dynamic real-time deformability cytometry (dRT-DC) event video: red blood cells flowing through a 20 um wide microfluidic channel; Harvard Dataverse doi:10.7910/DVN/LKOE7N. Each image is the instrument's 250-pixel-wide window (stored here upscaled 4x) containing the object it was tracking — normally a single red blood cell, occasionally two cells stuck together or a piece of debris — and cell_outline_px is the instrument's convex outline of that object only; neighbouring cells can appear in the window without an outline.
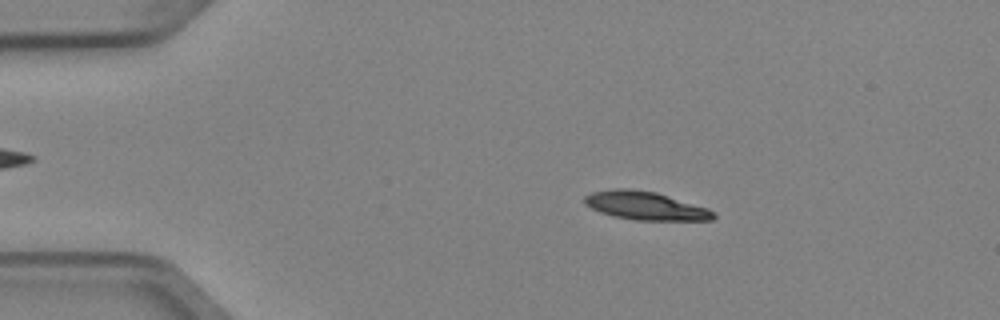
{"species": "Egyptian fruit bat (a non-hibernating species)", "species_latin": "Rousettus aegyptiacus", "temperature_condition": "cold", "stored_images_in_passage": 6, "camera_frame_rate_fps": 3000, "um_per_image_px": 0.085, "animal": {"sex": "female"}, "frame": {"image": 1, "passage_image": 2, "time_ms": 0.333, "image_size_px": [1000, 320], "cell_outline_px": [[716, 216], [712, 220], [636, 220], [616, 216], [600, 212], [584, 204], [584, 196], [592, 192], [612, 188], [628, 188], [656, 192], [708, 208], [716, 212]], "centroid_in_image_um": [54.87, 17.48], "position_along_channel_um": 30.1, "area_um2": 21.27}}
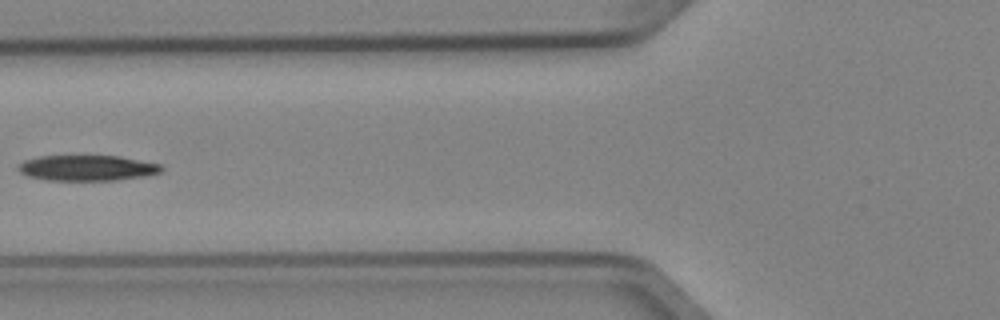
{"frame": {"image": 2, "passage_image": 5, "time_ms": 1.333, "image_size_px": [1000, 320], "cell_outline_px": [[164, 168], [160, 172], [144, 176], [116, 180], [48, 180], [28, 176], [20, 172], [16, 168], [16, 164], [24, 160], [40, 156], [120, 156], [160, 164]], "centroid_in_image_um": [7.37, 14.27], "position_along_channel_um": 118.4, "area_um2": 21.33}}
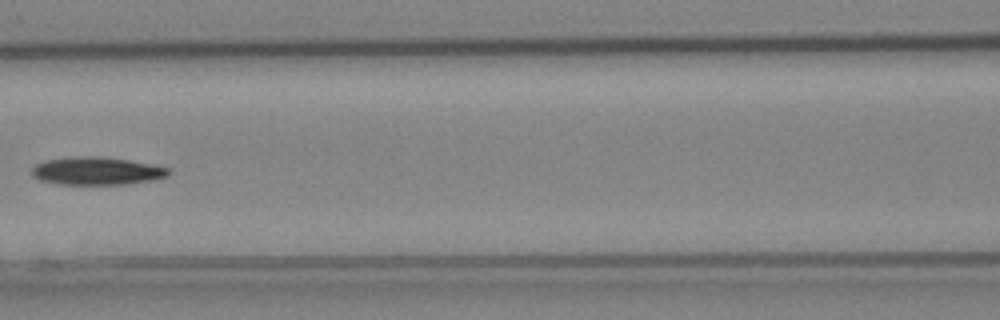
{"frame": {"image": 3, "passage_image": 6, "time_ms": 1.667, "image_size_px": [1000, 320], "cell_outline_px": [[172, 172], [168, 176], [148, 180], [124, 184], [60, 184], [40, 180], [32, 176], [32, 168], [36, 164], [44, 160], [68, 156], [96, 156], [128, 160], [152, 164], [168, 168]], "centroid_in_image_um": [8.18, 14.52], "position_along_channel_um": 158.4, "area_um2": 22.14}}